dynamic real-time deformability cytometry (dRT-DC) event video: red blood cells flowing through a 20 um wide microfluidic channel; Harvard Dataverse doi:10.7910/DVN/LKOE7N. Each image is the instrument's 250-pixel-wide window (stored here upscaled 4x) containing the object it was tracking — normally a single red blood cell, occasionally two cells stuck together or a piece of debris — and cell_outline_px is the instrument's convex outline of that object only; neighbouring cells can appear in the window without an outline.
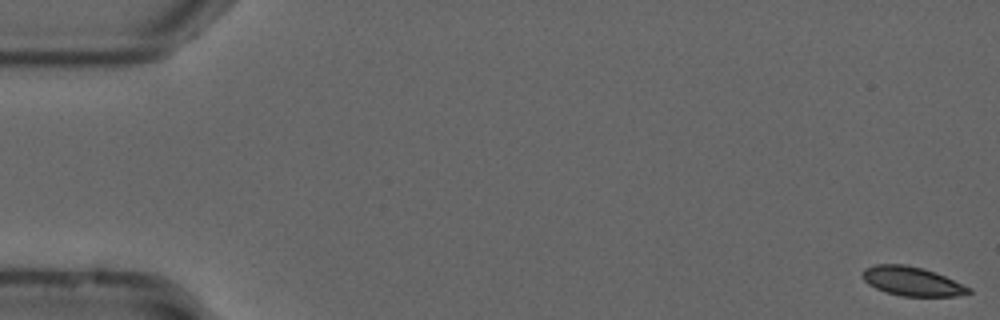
{"species": "common noctule bat (a hibernating species)", "species_latin": "Nyctalus noctula", "temperature_condition": "cold", "stored_images_in_passage": 55, "camera_frame_rate_fps": 3000, "um_per_image_px": 0.085, "animal": {"sex": "male", "forearm_length_mm": 52.5}, "frame": {"image": 1, "passage_image": 1, "time_ms": 0.0, "image_size_px": [1000, 320], "cell_outline_px": [[972, 292], [956, 296], [904, 296], [884, 292], [868, 284], [860, 276], [864, 268], [876, 264], [904, 264], [920, 268], [944, 276], [972, 288]], "centroid_in_image_um": [77.48, 23.91], "position_along_channel_um": 7.5, "area_um2": 17.86}}
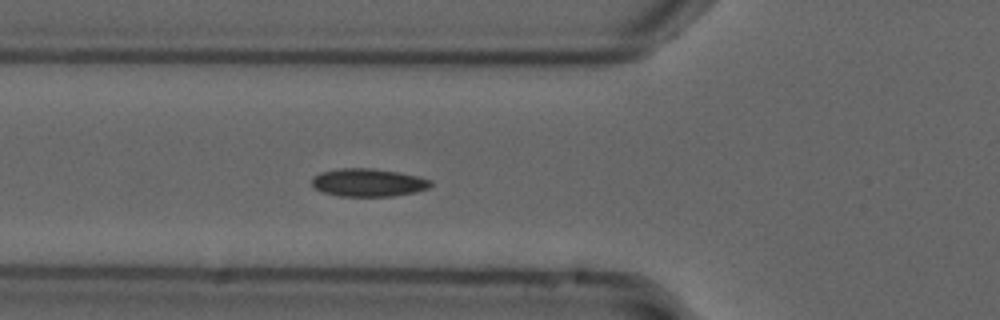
{"frame": {"image": 2, "passage_image": 20, "time_ms": 6.333, "image_size_px": [1000, 320], "cell_outline_px": [[432, 184], [428, 188], [416, 192], [392, 196], [340, 196], [320, 192], [312, 184], [312, 176], [320, 172], [340, 168], [372, 168], [400, 172], [420, 176], [432, 180]], "centroid_in_image_um": [31.31, 15.51], "position_along_channel_um": 94.5, "area_um2": 19.59}}
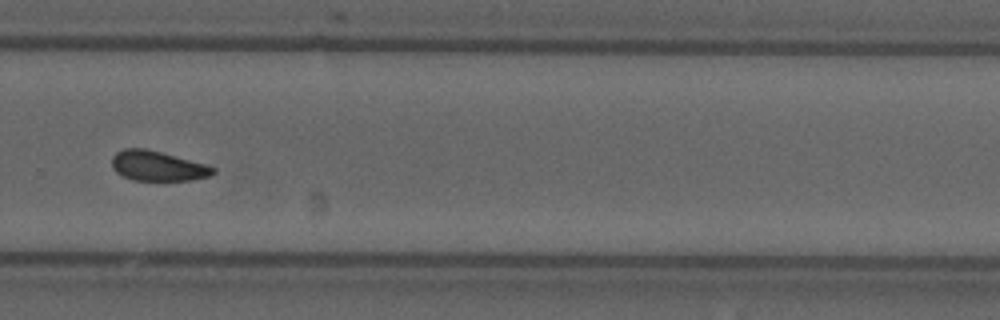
{"frame": {"image": 3, "passage_image": 38, "time_ms": 12.333, "image_size_px": [1000, 320], "cell_outline_px": [[216, 172], [212, 176], [192, 180], [132, 180], [116, 172], [112, 168], [112, 156], [116, 152], [124, 148], [144, 148], [208, 164], [216, 168]], "centroid_in_image_um": [13.43, 14.11], "position_along_channel_um": 316.4, "area_um2": 17.8}, "authors_computed_cell_mechanics": {"area_um2": 18.2648, "velocity_mm_per_s": 3.7007, "shape_relaxation_time_tau1_ms": 3.9479, "shape_relaxation_time_tau2_ms": 3.2895, "deformation_change_tau1": 0.1088, "deformation_change_tau2": 0.0824}}